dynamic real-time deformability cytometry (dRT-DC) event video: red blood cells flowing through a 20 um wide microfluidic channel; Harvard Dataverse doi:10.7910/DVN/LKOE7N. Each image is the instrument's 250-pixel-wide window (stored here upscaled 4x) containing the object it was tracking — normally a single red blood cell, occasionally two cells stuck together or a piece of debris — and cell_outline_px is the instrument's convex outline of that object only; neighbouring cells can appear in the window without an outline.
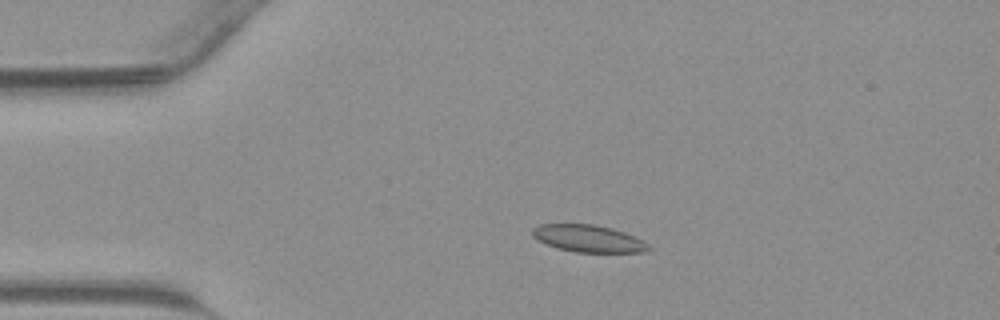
{"species": "common noctule bat (a hibernating species)", "species_latin": "Nyctalus noctula", "temperature_condition": "warm", "stored_images_in_passage": 44, "camera_frame_rate_fps": 3000, "um_per_image_px": 0.085, "animal": {"sex": "male", "body_mass_g": 23.1, "forearm_length_mm": 52.7}, "frame": {"image": 1, "passage_image": 10, "time_ms": 3.0, "image_size_px": [1000, 320], "cell_outline_px": [[652, 248], [644, 252], [576, 252], [556, 248], [532, 236], [532, 228], [540, 224], [596, 224], [612, 228], [624, 232], [648, 244]], "centroid_in_image_um": [50.0, 20.27], "position_along_channel_um": 35.0, "area_um2": 18.21}}
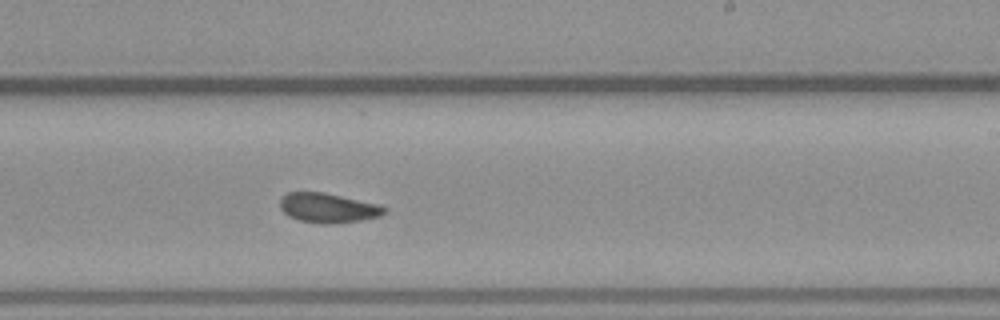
{"frame": {"image": 2, "passage_image": 27, "time_ms": 8.667, "image_size_px": [1000, 320], "cell_outline_px": [[388, 212], [380, 216], [360, 220], [328, 224], [324, 224], [300, 220], [288, 216], [280, 208], [280, 196], [288, 192], [324, 192], [380, 204], [388, 208]], "centroid_in_image_um": [27.9, 17.66], "position_along_channel_um": 261.1, "area_um2": 18.15}}
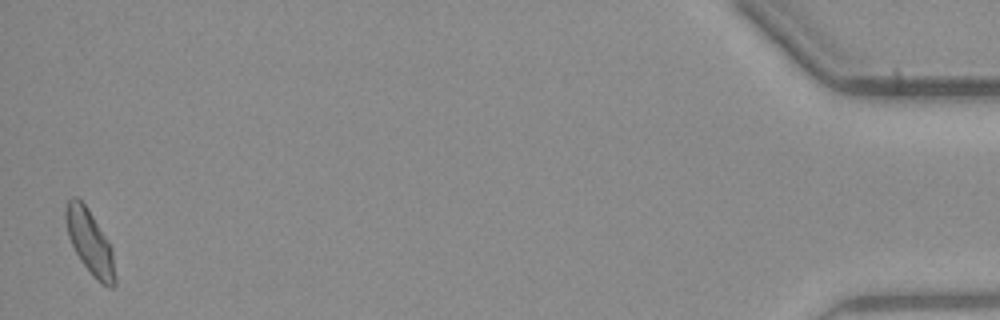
{"frame": {"image": 3, "passage_image": 44, "time_ms": 14.333, "image_size_px": [1000, 320], "cell_outline_px": [[116, 284], [112, 288], [108, 288], [100, 284], [96, 280], [80, 260], [68, 236], [64, 220], [64, 212], [68, 200], [72, 196], [76, 196], [88, 208], [112, 248], [116, 276]], "centroid_in_image_um": [7.64, 20.61], "position_along_channel_um": 427.6, "area_um2": 18.61}}